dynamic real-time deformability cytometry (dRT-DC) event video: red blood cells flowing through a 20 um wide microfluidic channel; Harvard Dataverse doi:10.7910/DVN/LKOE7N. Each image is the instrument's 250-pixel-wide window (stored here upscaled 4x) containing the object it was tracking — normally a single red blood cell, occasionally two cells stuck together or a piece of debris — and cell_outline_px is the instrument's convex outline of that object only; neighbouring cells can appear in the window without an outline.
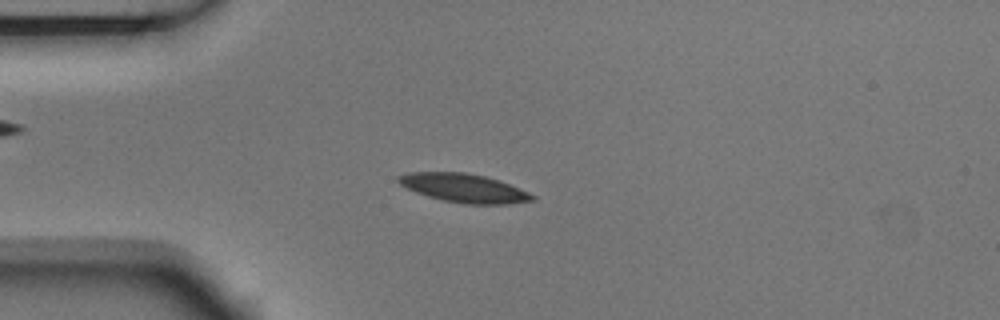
{"species": "Egyptian fruit bat (a non-hibernating species)", "species_latin": "Rousettus aegyptiacus", "temperature_condition": "room temperature", "stored_images_in_passage": 11, "camera_frame_rate_fps": 3000, "um_per_image_px": 0.085, "animal": {"sex": "male"}, "frame": {"image": 1, "passage_image": 4, "time_ms": 1.0, "image_size_px": [1000, 320], "cell_outline_px": [[536, 200], [508, 204], [464, 204], [444, 200], [428, 196], [416, 192], [400, 184], [396, 180], [396, 176], [408, 172], [464, 172], [484, 176], [500, 180], [528, 192], [536, 196]], "centroid_in_image_um": [39.44, 15.98], "position_along_channel_um": 45.6, "area_um2": 22.37}}
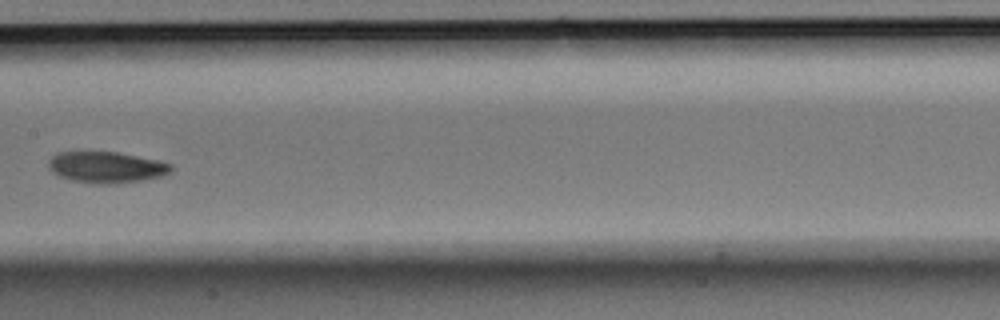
{"frame": {"image": 2, "passage_image": 8, "time_ms": 2.333, "image_size_px": [1000, 320], "cell_outline_px": [[172, 172], [160, 176], [140, 180], [116, 184], [100, 184], [72, 180], [60, 176], [52, 172], [48, 168], [48, 160], [56, 152], [116, 152], [160, 160], [172, 164]], "centroid_in_image_um": [9.04, 14.21], "position_along_channel_um": 198.4, "area_um2": 22.31}}
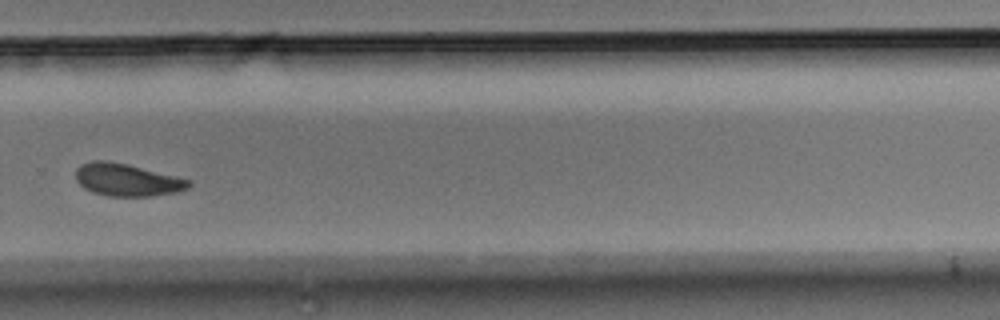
{"frame": {"image": 3, "passage_image": 11, "time_ms": 3.333, "image_size_px": [1000, 320], "cell_outline_px": [[192, 184], [188, 188], [176, 192], [152, 196], [108, 196], [92, 192], [84, 188], [76, 180], [76, 168], [80, 164], [92, 160], [104, 160], [128, 164], [192, 180]], "centroid_in_image_um": [10.79, 15.28], "position_along_channel_um": 319.0, "area_um2": 21.5}}